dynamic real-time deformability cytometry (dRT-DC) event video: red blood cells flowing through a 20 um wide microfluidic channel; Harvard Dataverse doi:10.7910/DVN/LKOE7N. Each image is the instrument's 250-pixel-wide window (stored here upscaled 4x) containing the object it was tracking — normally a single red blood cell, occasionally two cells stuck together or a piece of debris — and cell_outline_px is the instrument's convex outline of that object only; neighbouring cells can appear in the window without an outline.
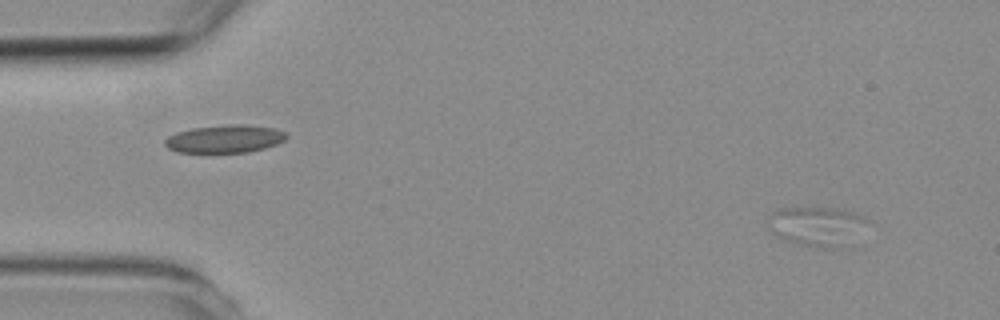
{"species": "common noctule bat (a hibernating species)", "species_latin": "Nyctalus noctula", "temperature_condition": "room temperature", "stored_images_in_passage": 3, "camera_frame_rate_fps": 3000, "um_per_image_px": 0.085, "animal": {"sex": "female", "body_mass_g": 19.3, "forearm_length_mm": 54.1}, "frame": {"image": 1, "passage_image": 1, "time_ms": 0.0, "image_size_px": [1000, 320], "cell_outline_px": [[868, 220], [840, 248], [820, 248], [800, 244], [776, 236], [768, 228], [768, 216], [776, 208], [832, 208], [852, 212], [864, 216]], "centroid_in_image_um": [69.31, 19.2], "position_along_channel_um": 15.7, "area_um2": 22.14}}